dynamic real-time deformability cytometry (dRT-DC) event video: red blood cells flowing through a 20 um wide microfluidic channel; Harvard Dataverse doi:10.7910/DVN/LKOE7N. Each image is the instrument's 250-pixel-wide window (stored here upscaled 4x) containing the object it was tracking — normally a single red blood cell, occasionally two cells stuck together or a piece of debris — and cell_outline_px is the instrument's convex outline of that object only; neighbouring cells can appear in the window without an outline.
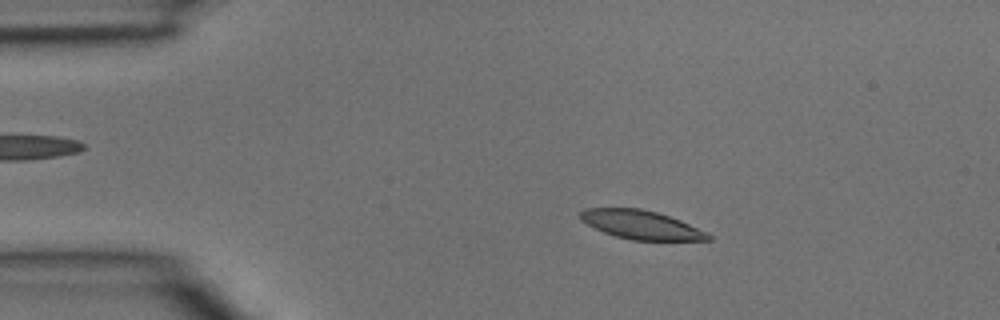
{"species": "common noctule bat (a hibernating species)", "species_latin": "Nyctalus noctula", "temperature_condition": "room temperature", "stored_images_in_passage": 3, "camera_frame_rate_fps": 3000, "um_per_image_px": 0.085, "animal": {"sex": "male", "body_mass_g": 15.6}, "frame": {"image": 1, "passage_image": 2, "time_ms": 0.333, "image_size_px": [1000, 320], "cell_outline_px": [[712, 240], [632, 240], [616, 236], [604, 232], [580, 220], [580, 212], [584, 208], [640, 208], [656, 212], [680, 220], [708, 232], [712, 236]], "centroid_in_image_um": [54.51, 19.1], "position_along_channel_um": 30.5, "area_um2": 21.27}}